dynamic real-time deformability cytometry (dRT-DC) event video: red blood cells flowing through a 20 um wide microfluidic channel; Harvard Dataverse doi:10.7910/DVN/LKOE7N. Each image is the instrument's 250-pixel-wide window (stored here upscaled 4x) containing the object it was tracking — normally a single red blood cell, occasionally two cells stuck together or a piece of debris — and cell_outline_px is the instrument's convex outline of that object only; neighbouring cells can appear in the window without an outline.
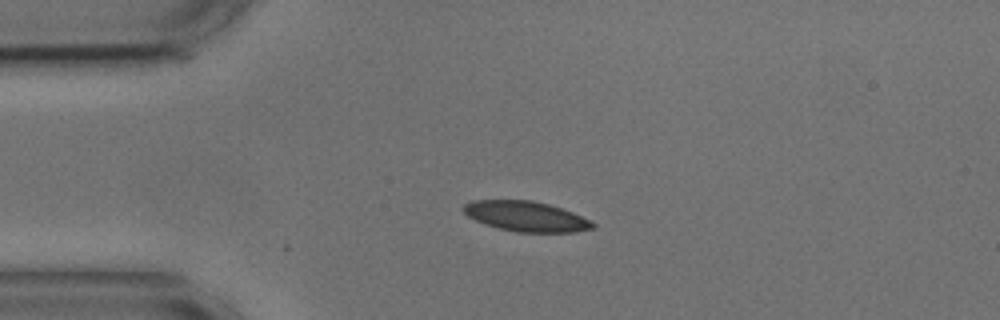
{"species": "common noctule bat (a hibernating species)", "species_latin": "Nyctalus noctula", "temperature_condition": "cold", "stored_images_in_passage": 44, "camera_frame_rate_fps": 3000, "um_per_image_px": 0.085, "animal": {"sex": "male", "body_mass_g": 17.9, "forearm_length_mm": 54.2}, "frame": {"image": 1, "passage_image": 1, "time_ms": 0.0, "image_size_px": [1000, 320], "cell_outline_px": [[596, 228], [576, 232], [516, 232], [484, 224], [468, 216], [464, 212], [464, 204], [472, 200], [532, 200], [548, 204], [572, 212], [592, 220], [596, 224]], "centroid_in_image_um": [44.76, 18.39], "position_along_channel_um": 40.2, "area_um2": 22.72}}
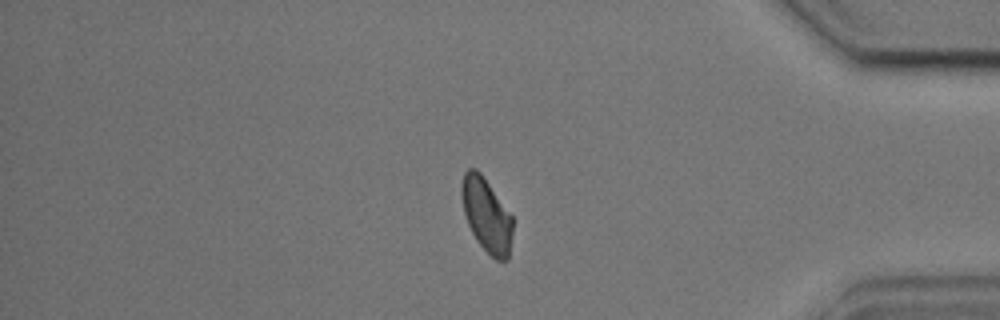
{"frame": {"image": 2, "passage_image": 35, "time_ms": 11.333, "image_size_px": [1000, 320], "cell_outline_px": [[512, 236], [508, 260], [496, 260], [476, 240], [468, 224], [464, 212], [460, 192], [460, 184], [464, 172], [468, 168], [476, 168], [480, 172], [512, 216]], "centroid_in_image_um": [41.33, 18.26], "position_along_channel_um": 393.9, "area_um2": 21.85}}
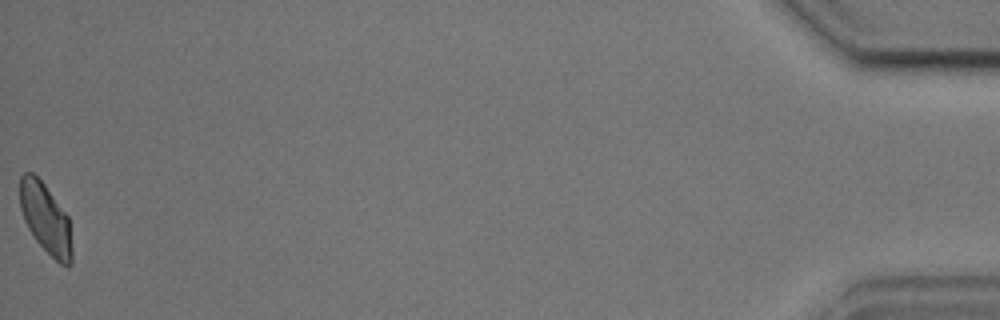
{"frame": {"image": 3, "passage_image": 44, "time_ms": 14.333, "image_size_px": [1000, 320], "cell_outline_px": [[72, 264], [68, 268], [60, 264], [36, 240], [28, 228], [24, 220], [20, 208], [20, 176], [24, 172], [32, 172], [44, 184], [68, 216], [72, 248]], "centroid_in_image_um": [3.88, 18.59], "position_along_channel_um": 431.3, "area_um2": 21.15}, "authors_computed_cell_mechanics": {"area_um2": 22.5998, "velocity_mm_per_s": 3.5799, "shape_relaxation_time_tau1_ms": 7.397, "shape_relaxation_time_tau2_ms": 3.0054, "deformation_change_tau1": 0.1273, "deformation_change_tau2": 0.0793}}